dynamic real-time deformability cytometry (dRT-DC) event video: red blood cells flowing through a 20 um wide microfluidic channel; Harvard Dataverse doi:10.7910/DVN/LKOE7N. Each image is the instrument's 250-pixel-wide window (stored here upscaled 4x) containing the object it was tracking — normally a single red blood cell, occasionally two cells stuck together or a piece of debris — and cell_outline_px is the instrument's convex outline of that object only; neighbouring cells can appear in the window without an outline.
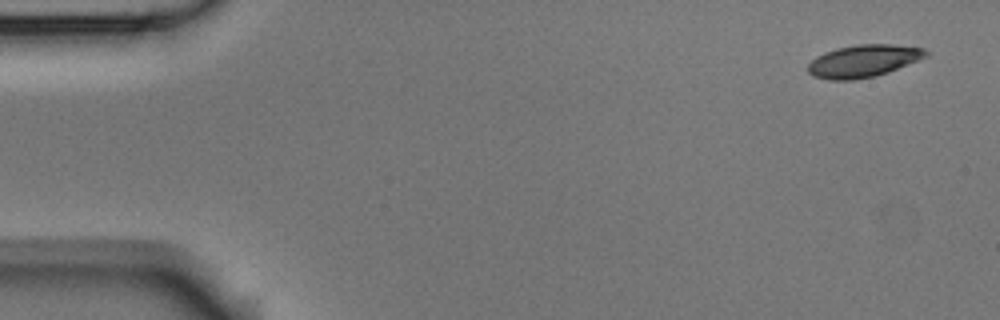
{"species": "Egyptian fruit bat (a non-hibernating species)", "species_latin": "Rousettus aegyptiacus", "temperature_condition": "room temperature", "stored_images_in_passage": 6, "camera_frame_rate_fps": 3000, "um_per_image_px": 0.085, "animal": {"sex": "male"}, "frame": {"image": 1, "passage_image": 1, "time_ms": 0.0, "image_size_px": [1000, 320], "cell_outline_px": [[932, 52], [928, 56], [888, 72], [876, 76], [852, 80], [828, 80], [812, 76], [808, 72], [808, 64], [816, 56], [824, 52], [836, 48], [856, 44], [892, 44], [924, 48]], "centroid_in_image_um": [73.39, 5.18], "position_along_channel_um": 11.6, "area_um2": 22.48}}
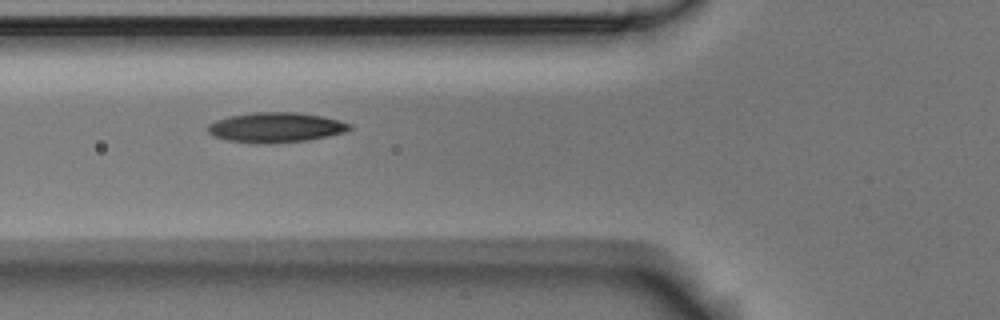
{"frame": {"image": 2, "passage_image": 6, "time_ms": 1.667, "image_size_px": [1000, 320], "cell_outline_px": [[352, 128], [344, 132], [328, 136], [308, 140], [256, 144], [228, 140], [216, 136], [208, 132], [208, 124], [216, 120], [228, 116], [252, 112], [296, 112], [320, 116], [352, 124]], "centroid_in_image_um": [23.42, 10.82], "position_along_channel_um": 102.4, "area_um2": 24.57}}